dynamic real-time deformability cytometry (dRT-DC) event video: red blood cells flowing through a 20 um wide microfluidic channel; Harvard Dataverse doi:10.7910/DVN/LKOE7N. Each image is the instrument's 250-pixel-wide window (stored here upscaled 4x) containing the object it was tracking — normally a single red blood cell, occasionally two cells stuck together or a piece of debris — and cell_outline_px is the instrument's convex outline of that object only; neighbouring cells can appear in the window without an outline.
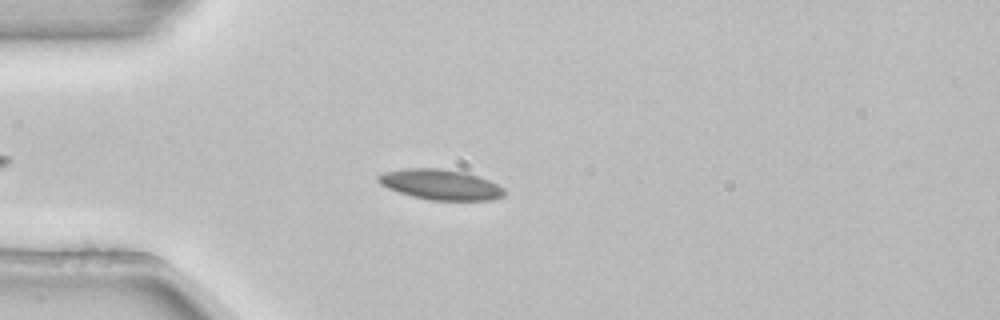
{"species": "common noctule bat (a hibernating species)", "species_latin": "Nyctalus noctula", "temperature_condition": "room temperature", "stored_images_in_passage": 2, "camera_frame_rate_fps": 3000, "um_per_image_px": 0.085, "animal": {"sex": "female", "body_mass_g": 22.7, "forearm_length_mm": 54.2}, "frame": {"image": 1, "passage_image": 2, "time_ms": 0.333, "image_size_px": [1000, 320], "cell_outline_px": [[504, 196], [492, 200], [428, 200], [412, 196], [388, 188], [380, 184], [376, 180], [376, 176], [384, 172], [408, 168], [440, 168], [464, 172], [488, 180], [504, 188]], "centroid_in_image_um": [37.42, 15.69], "position_along_channel_um": 47.6, "area_um2": 22.2}}